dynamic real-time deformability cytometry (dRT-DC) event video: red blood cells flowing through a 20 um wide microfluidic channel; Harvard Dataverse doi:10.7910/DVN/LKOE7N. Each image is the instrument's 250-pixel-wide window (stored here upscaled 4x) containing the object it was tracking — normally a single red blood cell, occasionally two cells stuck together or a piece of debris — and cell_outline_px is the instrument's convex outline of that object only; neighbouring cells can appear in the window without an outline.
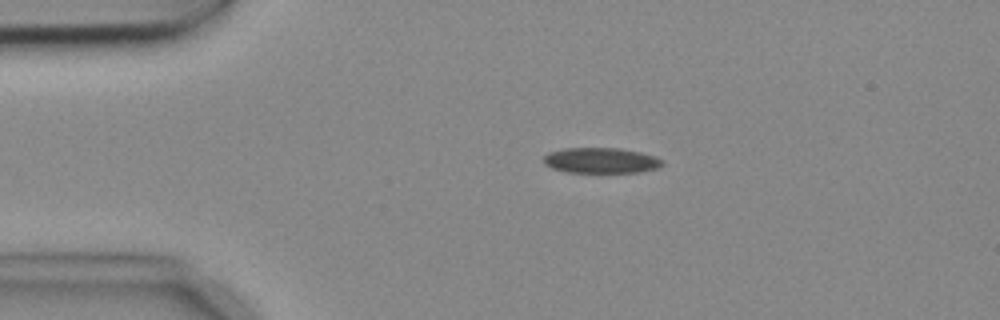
{"species": "common noctule bat (a hibernating species)", "species_latin": "Nyctalus noctula", "temperature_condition": "cold", "stored_images_in_passage": 3, "camera_frame_rate_fps": 3000, "um_per_image_px": 0.085, "animal": {"sex": "female", "body_mass_g": 18.4}, "frame": {"image": 1, "passage_image": 2, "time_ms": 0.333, "image_size_px": [1000, 320], "cell_outline_px": [[664, 164], [656, 168], [636, 172], [568, 172], [552, 168], [544, 164], [544, 156], [548, 152], [564, 148], [620, 148], [640, 152], [652, 156], [660, 160]], "centroid_in_image_um": [51.02, 13.63], "position_along_channel_um": 34.0, "area_um2": 17.4}}